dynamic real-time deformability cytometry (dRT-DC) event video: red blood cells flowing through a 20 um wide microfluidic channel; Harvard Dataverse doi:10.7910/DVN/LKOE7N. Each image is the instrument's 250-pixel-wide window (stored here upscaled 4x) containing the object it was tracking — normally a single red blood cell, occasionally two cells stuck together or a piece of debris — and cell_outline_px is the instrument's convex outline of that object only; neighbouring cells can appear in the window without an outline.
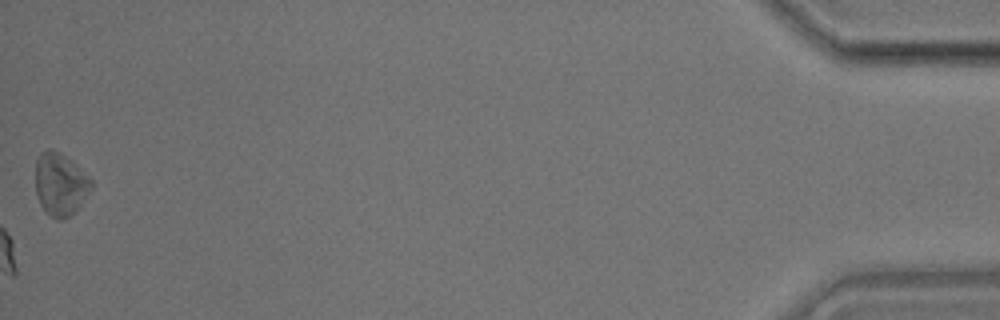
{"species": "common noctule bat (a hibernating species)", "species_latin": "Nyctalus noctula", "temperature_condition": "room temperature", "stored_images_in_passage": 30, "camera_frame_rate_fps": 3000, "um_per_image_px": 0.085, "animal": {"sex": "male", "body_mass_g": 17.9}, "frame": {"image": 1, "passage_image": 30, "time_ms": 9.667, "image_size_px": [1000, 320], "cell_outline_px": [[92, 188], [76, 212], [64, 220], [56, 220], [48, 216], [40, 204], [36, 192], [36, 160], [40, 152], [48, 148], [52, 148], [60, 152], [88, 176], [92, 180]], "centroid_in_image_um": [5.11, 15.69], "position_along_channel_um": 430.1, "area_um2": 20.58}}